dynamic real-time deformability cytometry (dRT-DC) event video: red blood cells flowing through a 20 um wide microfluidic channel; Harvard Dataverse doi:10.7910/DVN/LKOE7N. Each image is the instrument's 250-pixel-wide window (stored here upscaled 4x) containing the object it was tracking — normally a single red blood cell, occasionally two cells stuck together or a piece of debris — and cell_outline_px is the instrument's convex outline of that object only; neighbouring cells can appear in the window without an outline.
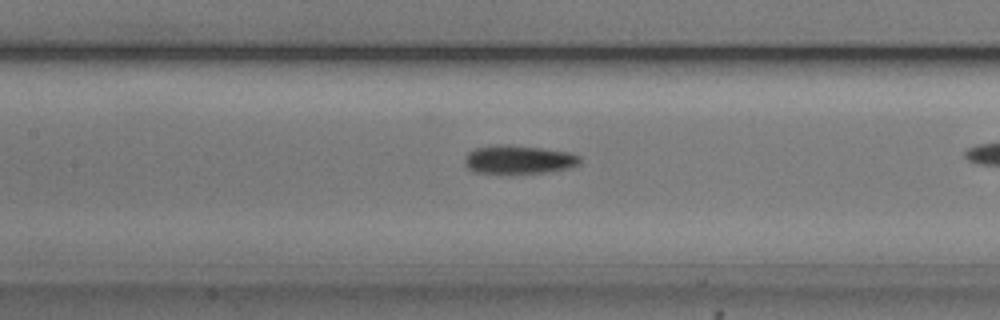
{"species": "common noctule bat (a hibernating species)", "species_latin": "Nyctalus noctula", "temperature_condition": "cold", "stored_images_in_passage": 43, "camera_frame_rate_fps": 3000, "um_per_image_px": 0.085, "animal": {"sex": "male", "body_mass_g": 20.5, "forearm_length_mm": 52.5}, "frame": {"image": 1, "passage_image": 25, "time_ms": 8.0, "image_size_px": [1000, 320], "cell_outline_px": [[580, 164], [568, 168], [544, 172], [476, 172], [468, 168], [464, 164], [464, 156], [468, 152], [476, 148], [496, 144], [508, 144], [540, 148], [568, 152], [580, 156]], "centroid_in_image_um": [44.06, 13.54], "position_along_channel_um": 163.3, "area_um2": 18.84}}